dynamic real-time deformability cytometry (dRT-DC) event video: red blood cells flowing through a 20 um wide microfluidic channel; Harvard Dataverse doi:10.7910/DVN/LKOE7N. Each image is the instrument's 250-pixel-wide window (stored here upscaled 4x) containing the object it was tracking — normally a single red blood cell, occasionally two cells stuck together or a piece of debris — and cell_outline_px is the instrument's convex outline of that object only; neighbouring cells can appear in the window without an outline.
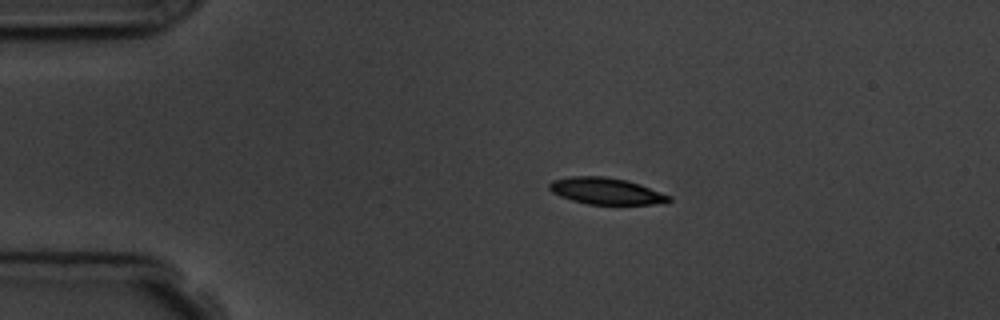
{"species": "common noctule bat (a hibernating species)", "species_latin": "Nyctalus noctula", "temperature_condition": "room temperature", "stored_images_in_passage": 3, "camera_frame_rate_fps": 3000, "um_per_image_px": 0.085, "animal": {"sex": "male", "body_mass_g": 19.5, "forearm_length_mm": 54.6}, "frame": {"image": 1, "passage_image": 1, "time_ms": 0.0, "image_size_px": [1000, 320], "cell_outline_px": [[672, 200], [668, 204], [588, 204], [572, 200], [560, 196], [552, 192], [548, 188], [548, 184], [552, 180], [572, 176], [604, 176], [628, 180], [640, 184], [672, 196]], "centroid_in_image_um": [51.56, 16.24], "position_along_channel_um": 33.4, "area_um2": 18.73}}
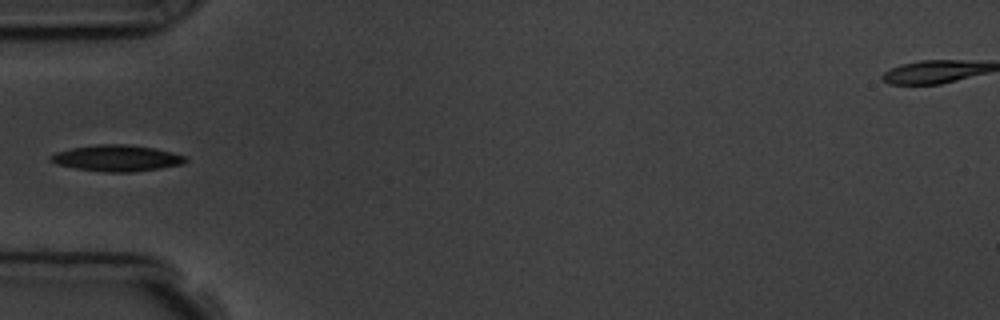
{"frame": {"image": 2, "passage_image": 3, "time_ms": 2.333, "image_size_px": [1000, 320], "cell_outline_px": [[188, 160], [184, 164], [160, 168], [132, 172], [104, 172], [76, 168], [56, 164], [48, 160], [48, 156], [56, 152], [72, 148], [96, 144], [128, 144], [156, 148], [188, 156]], "centroid_in_image_um": [9.95, 13.44], "position_along_channel_um": 75.1, "area_um2": 20.87}}